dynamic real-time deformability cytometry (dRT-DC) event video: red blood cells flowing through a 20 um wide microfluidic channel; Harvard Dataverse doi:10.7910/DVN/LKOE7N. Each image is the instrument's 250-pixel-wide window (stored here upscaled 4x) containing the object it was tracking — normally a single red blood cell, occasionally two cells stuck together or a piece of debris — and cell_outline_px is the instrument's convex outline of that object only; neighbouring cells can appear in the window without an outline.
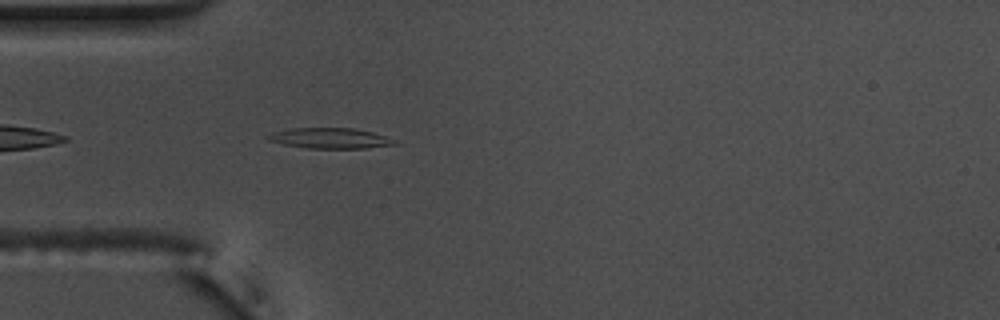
{"species": "common noctule bat (a hibernating species)", "species_latin": "Nyctalus noctula", "temperature_condition": "warm", "stored_images_in_passage": 43, "camera_frame_rate_fps": 3000, "um_per_image_px": 0.085, "animal": {"sex": "male", "body_mass_g": 17.5, "forearm_length_mm": 52.3}, "frame": {"image": 1, "passage_image": 4, "time_ms": 1.0, "image_size_px": [1000, 320], "cell_outline_px": [[400, 144], [364, 148], [304, 148], [284, 144], [268, 140], [264, 136], [272, 132], [288, 128], [352, 128], [372, 132], [396, 140]], "centroid_in_image_um": [28.02, 11.75], "position_along_channel_um": 57.0, "area_um2": 15.2}}
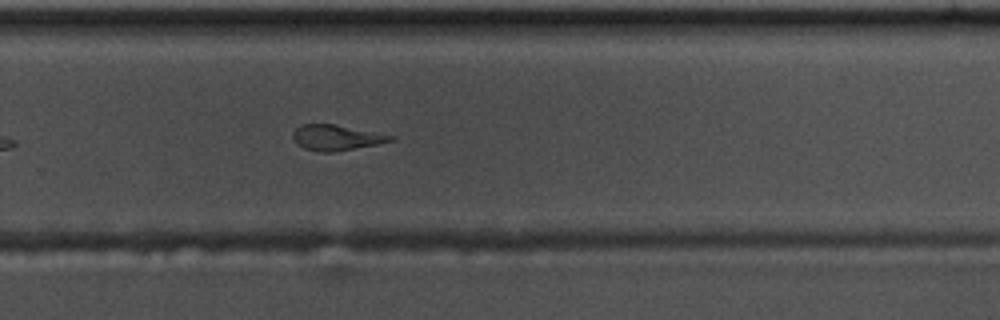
{"frame": {"image": 2, "passage_image": 24, "time_ms": 7.667, "image_size_px": [1000, 320], "cell_outline_px": [[396, 140], [376, 144], [332, 152], [320, 152], [304, 148], [296, 144], [292, 140], [292, 132], [300, 124], [332, 124], [376, 132], [396, 136]], "centroid_in_image_um": [28.55, 11.69], "position_along_channel_um": 301.3, "area_um2": 14.51}}
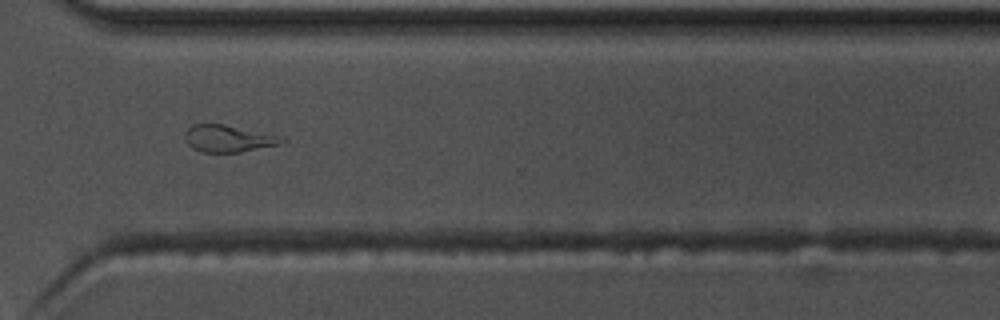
{"frame": {"image": 3, "passage_image": 28, "time_ms": 9.0, "image_size_px": [1000, 320], "cell_outline_px": [[284, 140], [280, 144], [240, 152], [200, 152], [192, 148], [188, 144], [184, 136], [184, 132], [192, 124], [224, 124], [276, 136]], "centroid_in_image_um": [19.29, 11.78], "position_along_channel_um": 351.3, "area_um2": 14.85}, "authors_computed_cell_mechanics": {"area_um2": 14.9702, "velocity_mm_per_s": 3.7358, "shape_relaxation_time_tau1_ms": 7.4221, "shape_relaxation_time_tau2_ms": 2.0375, "deformation_change_tau1": 0.2313, "deformation_change_tau2": 0.0864}}